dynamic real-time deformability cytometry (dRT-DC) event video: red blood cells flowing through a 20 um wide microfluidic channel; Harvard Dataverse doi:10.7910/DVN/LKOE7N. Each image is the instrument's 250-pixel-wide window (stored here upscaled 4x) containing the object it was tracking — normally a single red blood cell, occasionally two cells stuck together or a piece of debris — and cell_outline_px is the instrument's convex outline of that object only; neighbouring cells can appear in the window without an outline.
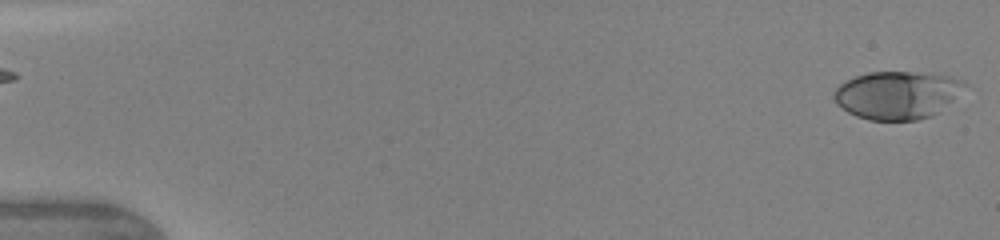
{"species": "human", "species_latin": "Homo sapiens", "temperature_condition": "warm", "stored_images_in_passage": 2, "segment_of_instrument_passage": [2, 2], "camera_frame_rate_fps": 3000, "um_per_image_px": 0.085, "donor": {"sex": "female"}, "frame": {"image": 1, "passage_image": 2, "time_ms": 1.0, "image_size_px": [1000, 240], "cell_outline_px": [[968, 84], [952, 100], [932, 116], [916, 120], [868, 120], [856, 116], [848, 112], [836, 104], [832, 96], [836, 88], [840, 84], [856, 76], [868, 72], [932, 72], [952, 76], [964, 80]], "centroid_in_image_um": [76.27, 8.06], "position_along_channel_um": 8.7, "area_um2": 36.65}}